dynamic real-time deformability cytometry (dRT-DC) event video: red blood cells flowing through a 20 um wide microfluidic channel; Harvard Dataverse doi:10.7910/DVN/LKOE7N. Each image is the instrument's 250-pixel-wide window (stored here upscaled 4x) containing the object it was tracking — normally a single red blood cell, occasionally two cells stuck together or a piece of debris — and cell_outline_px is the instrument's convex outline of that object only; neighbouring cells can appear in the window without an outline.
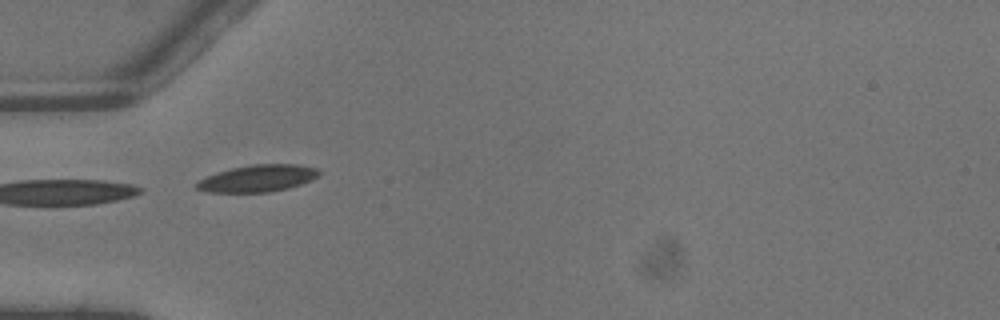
{"species": "common noctule bat (a hibernating species)", "species_latin": "Nyctalus noctula", "temperature_condition": "warm", "stored_images_in_passage": 3, "camera_frame_rate_fps": 3000, "um_per_image_px": 0.085, "animal": {"sex": "male", "body_mass_g": 13.3}, "frame": {"image": 1, "passage_image": 2, "time_ms": 0.333, "image_size_px": [1000, 320], "cell_outline_px": [[324, 172], [320, 176], [312, 180], [288, 188], [268, 192], [208, 192], [196, 188], [192, 184], [196, 180], [216, 172], [232, 168], [252, 164], [296, 164], [316, 168]], "centroid_in_image_um": [21.89, 15.15], "position_along_channel_um": 63.1, "area_um2": 19.48}}
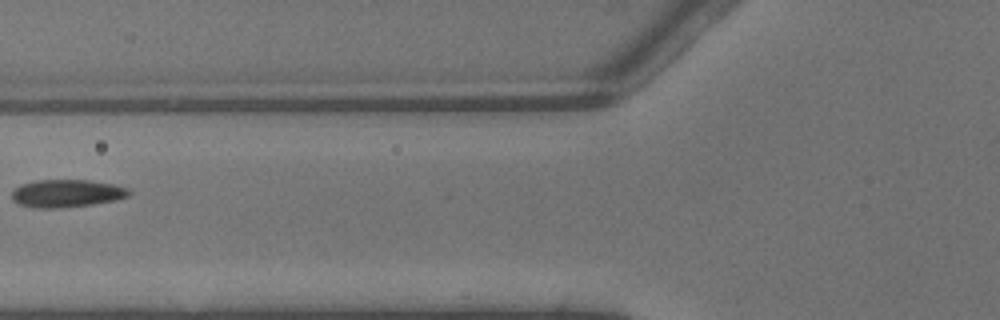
{"frame": {"image": 2, "passage_image": 3, "time_ms": 0.667, "image_size_px": [1000, 320], "cell_outline_px": [[132, 192], [128, 196], [116, 200], [92, 204], [60, 208], [32, 208], [20, 204], [12, 200], [12, 192], [20, 184], [36, 180], [92, 180], [112, 184], [128, 188]], "centroid_in_image_um": [5.67, 16.43], "position_along_channel_um": 120.1, "area_um2": 19.02}}